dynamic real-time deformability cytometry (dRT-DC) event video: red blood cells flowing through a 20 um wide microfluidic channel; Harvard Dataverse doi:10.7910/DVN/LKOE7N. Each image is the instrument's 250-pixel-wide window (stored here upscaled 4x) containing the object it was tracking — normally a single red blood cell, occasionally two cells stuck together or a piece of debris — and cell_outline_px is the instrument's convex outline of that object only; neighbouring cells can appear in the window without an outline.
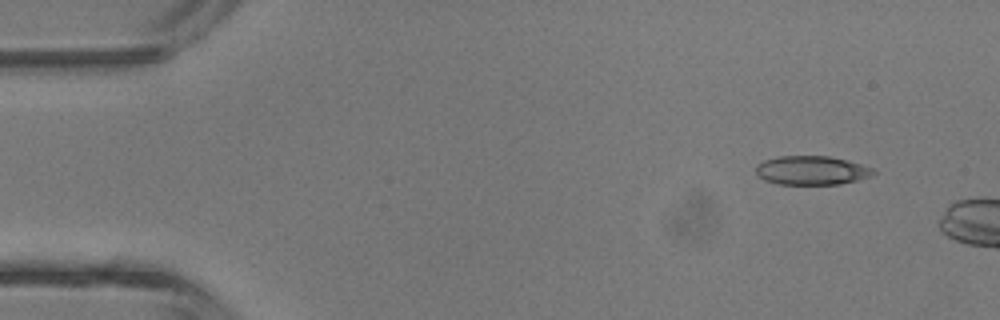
{"species": "common noctule bat (a hibernating species)", "species_latin": "Nyctalus noctula", "temperature_condition": "room temperature", "stored_images_in_passage": 4, "camera_frame_rate_fps": 3000, "um_per_image_px": 0.085, "animal": {"sex": "male", "body_mass_g": 13.3}, "frame": {"image": 1, "passage_image": 1, "time_ms": 0.0, "image_size_px": [1000, 320], "cell_outline_px": [[876, 172], [872, 176], [840, 184], [780, 184], [764, 180], [756, 172], [756, 164], [764, 160], [780, 156], [828, 156], [848, 160], [872, 168]], "centroid_in_image_um": [68.99, 14.48], "position_along_channel_um": 16.0, "area_um2": 19.71}}